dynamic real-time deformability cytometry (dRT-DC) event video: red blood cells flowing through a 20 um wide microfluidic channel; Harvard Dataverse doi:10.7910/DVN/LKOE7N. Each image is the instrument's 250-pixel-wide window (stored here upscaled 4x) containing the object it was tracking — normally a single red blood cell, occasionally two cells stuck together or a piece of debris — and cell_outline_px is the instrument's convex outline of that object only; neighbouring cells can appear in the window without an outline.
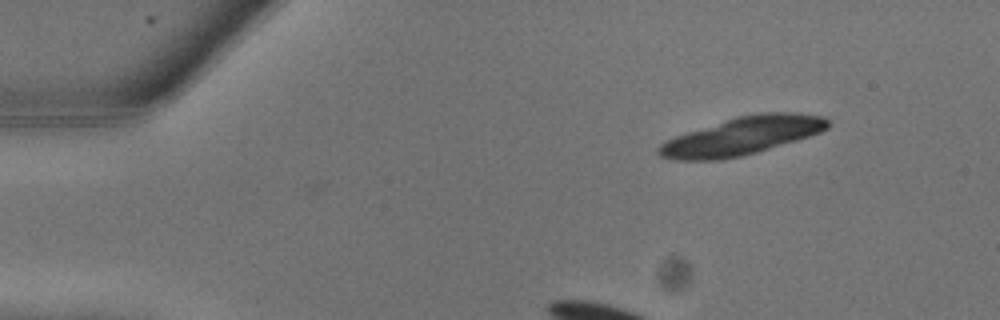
{"species": "common noctule bat (a hibernating species)", "species_latin": "Nyctalus noctula", "temperature_condition": "warm", "stored_images_in_passage": 8, "camera_frame_rate_fps": 3000, "um_per_image_px": 0.085, "animal": {"sex": "male", "body_mass_g": 13.3}, "frame": {"image": 1, "passage_image": 1, "time_ms": 0.0, "image_size_px": [1000, 320], "cell_outline_px": [[828, 128], [820, 132], [796, 140], [756, 152], [740, 156], [720, 160], [676, 160], [660, 156], [656, 152], [656, 148], [664, 140], [736, 116], [756, 112], [796, 112], [824, 116], [828, 120]], "centroid_in_image_um": [63.05, 11.54], "position_along_channel_um": 21.9, "area_um2": 37.28}}